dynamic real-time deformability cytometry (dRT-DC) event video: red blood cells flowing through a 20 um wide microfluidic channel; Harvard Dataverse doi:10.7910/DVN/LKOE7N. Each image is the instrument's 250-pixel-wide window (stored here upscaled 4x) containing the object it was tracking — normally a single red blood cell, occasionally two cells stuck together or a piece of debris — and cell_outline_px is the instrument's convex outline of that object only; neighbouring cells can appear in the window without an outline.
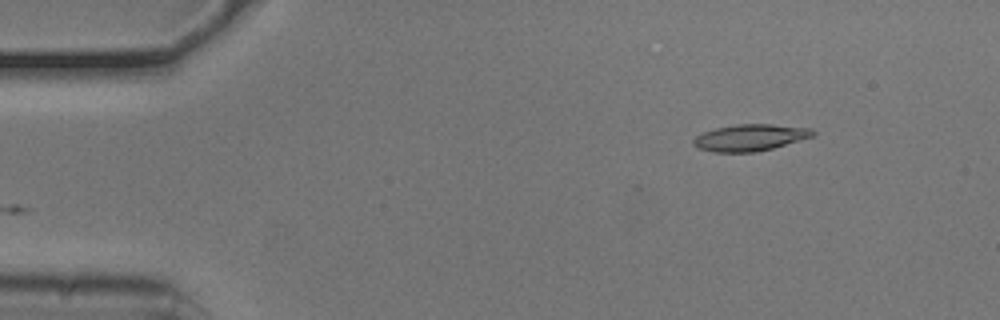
{"species": "common noctule bat (a hibernating species)", "species_latin": "Nyctalus noctula", "temperature_condition": "cold", "stored_images_in_passage": 46, "camera_frame_rate_fps": 3000, "um_per_image_px": 0.085, "animal": {"sex": "male", "body_mass_g": 20.5, "forearm_length_mm": 52.5}, "frame": {"image": 1, "passage_image": 1, "time_ms": 0.0, "image_size_px": [1000, 320], "cell_outline_px": [[816, 132], [812, 136], [772, 148], [756, 152], [712, 152], [700, 148], [692, 144], [692, 140], [696, 136], [704, 132], [716, 128], [736, 124], [772, 124], [812, 128]], "centroid_in_image_um": [63.74, 11.69], "position_along_channel_um": 21.3, "area_um2": 18.38}}
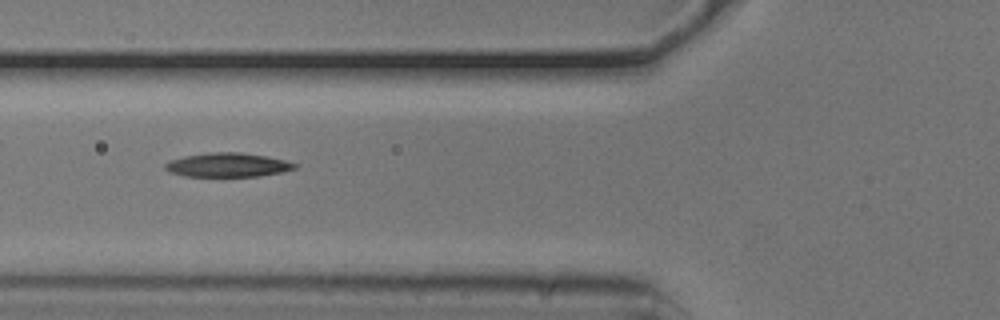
{"frame": {"image": 2, "passage_image": 14, "time_ms": 4.333, "image_size_px": [1000, 320], "cell_outline_px": [[296, 168], [280, 172], [260, 176], [184, 176], [172, 172], [164, 168], [164, 164], [168, 160], [184, 156], [208, 152], [240, 152], [264, 156], [284, 160], [296, 164]], "centroid_in_image_um": [19.3, 14.01], "position_along_channel_um": 106.5, "area_um2": 17.98}}
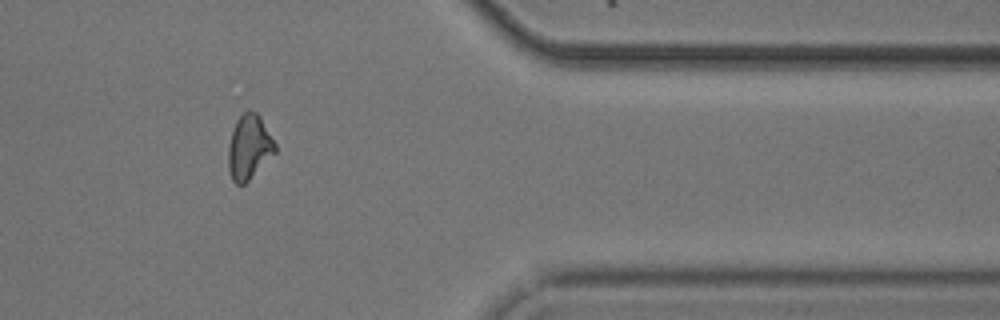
{"frame": {"image": 3, "passage_image": 38, "time_ms": 12.333, "image_size_px": [1000, 320], "cell_outline_px": [[276, 152], [244, 184], [236, 184], [232, 180], [228, 168], [228, 144], [236, 120], [248, 108], [256, 112], [260, 116], [276, 144]], "centroid_in_image_um": [21.16, 12.48], "position_along_channel_um": 390.2, "area_um2": 17.57}}